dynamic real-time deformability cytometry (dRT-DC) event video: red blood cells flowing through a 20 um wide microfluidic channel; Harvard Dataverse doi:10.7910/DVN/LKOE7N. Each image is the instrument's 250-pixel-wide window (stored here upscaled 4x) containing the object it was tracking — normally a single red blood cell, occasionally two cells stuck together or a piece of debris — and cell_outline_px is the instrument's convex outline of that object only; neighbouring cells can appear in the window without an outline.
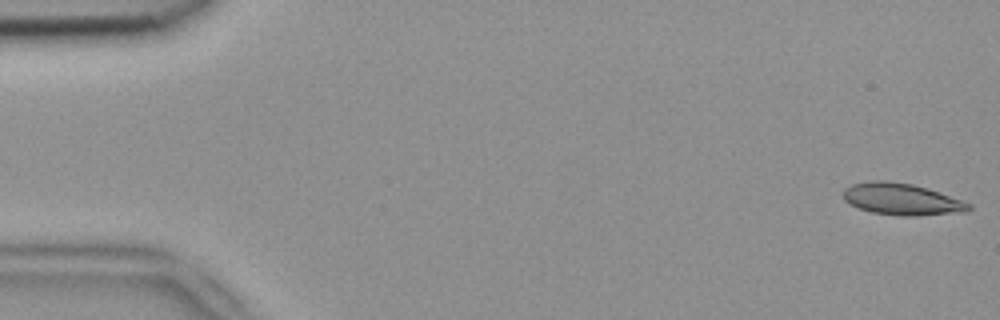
{"species": "common noctule bat (a hibernating species)", "species_latin": "Nyctalus noctula", "temperature_condition": "room temperature", "stored_images_in_passage": 5, "camera_frame_rate_fps": 3000, "um_per_image_px": 0.085, "animal": {"sex": "female", "body_mass_g": 18.4}, "frame": {"image": 1, "passage_image": 1, "time_ms": 0.0, "image_size_px": [1000, 320], "cell_outline_px": [[972, 208], [964, 212], [916, 216], [900, 216], [872, 212], [860, 208], [844, 200], [844, 188], [852, 184], [868, 180], [888, 180], [912, 184], [928, 188], [972, 204]], "centroid_in_image_um": [76.65, 16.92], "position_along_channel_um": 8.3, "area_um2": 23.24}}
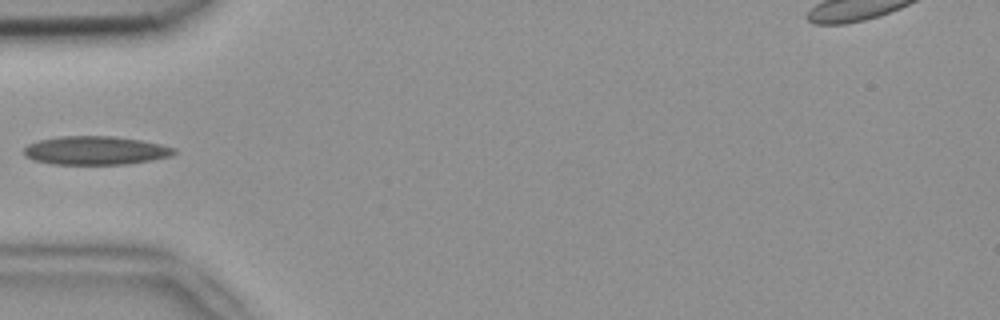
{"frame": {"image": 2, "passage_image": 5, "time_ms": 1.333, "image_size_px": [1000, 320], "cell_outline_px": [[176, 152], [172, 156], [152, 160], [128, 164], [52, 164], [32, 160], [24, 156], [24, 148], [28, 144], [40, 140], [60, 136], [112, 136], [140, 140], [160, 144], [176, 148]], "centroid_in_image_um": [8.12, 12.79], "position_along_channel_um": 76.9, "area_um2": 25.09}}